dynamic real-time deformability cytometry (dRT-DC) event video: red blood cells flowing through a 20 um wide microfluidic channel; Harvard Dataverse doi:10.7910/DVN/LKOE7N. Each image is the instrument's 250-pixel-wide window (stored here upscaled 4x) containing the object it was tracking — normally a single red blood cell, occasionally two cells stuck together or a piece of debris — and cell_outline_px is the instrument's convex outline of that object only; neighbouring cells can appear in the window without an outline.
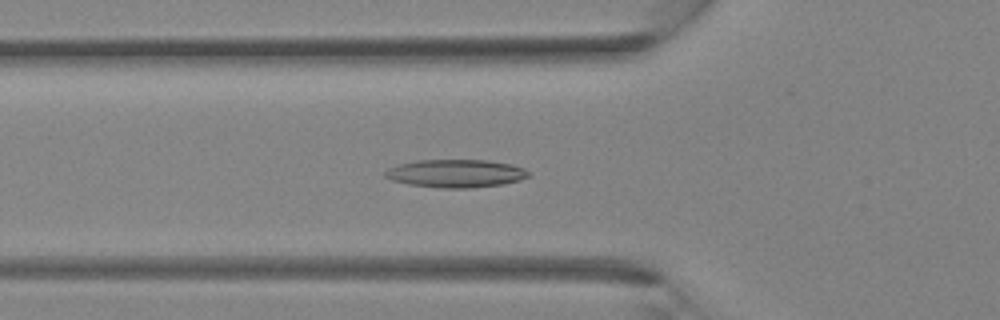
{"species": "Egyptian fruit bat (a non-hibernating species)", "species_latin": "Rousettus aegyptiacus", "temperature_condition": "room temperature", "stored_images_in_passage": 36, "camera_frame_rate_fps": 3000, "um_per_image_px": 0.085, "animal": {"sex": "female"}, "frame": {"image": 1, "passage_image": 12, "time_ms": 3.667, "image_size_px": [1000, 320], "cell_outline_px": [[528, 176], [520, 180], [500, 184], [468, 188], [440, 188], [408, 184], [392, 180], [384, 176], [384, 172], [388, 168], [400, 164], [416, 160], [488, 160], [508, 164], [524, 168], [528, 172]], "centroid_in_image_um": [38.7, 14.74], "position_along_channel_um": 87.1, "area_um2": 23.18}}
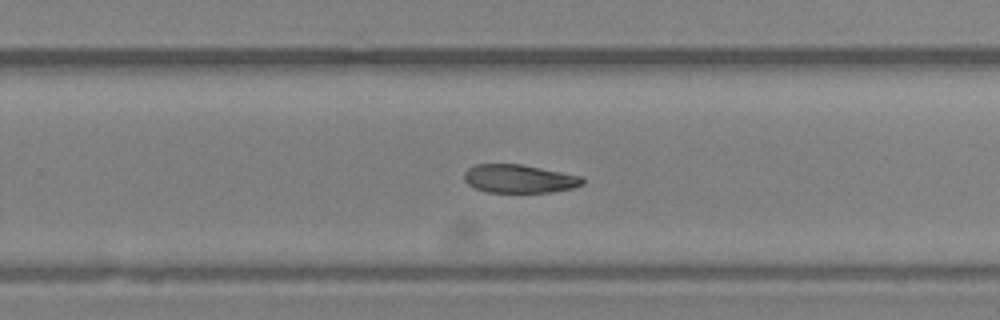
{"frame": {"image": 2, "passage_image": 23, "time_ms": 7.333, "image_size_px": [1000, 320], "cell_outline_px": [[584, 184], [572, 188], [552, 192], [488, 192], [476, 188], [468, 184], [464, 180], [464, 172], [468, 168], [476, 164], [520, 164], [584, 176]], "centroid_in_image_um": [44.15, 15.19], "position_along_channel_um": 285.6, "area_um2": 19.59}}
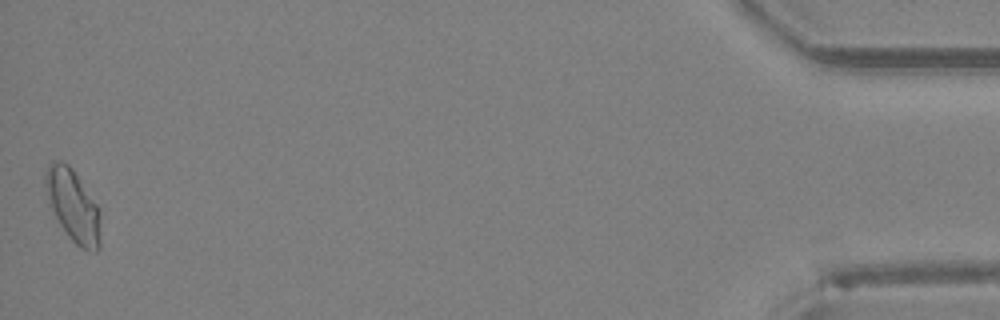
{"frame": {"image": 3, "passage_image": 36, "time_ms": 11.667, "image_size_px": [1000, 320], "cell_outline_px": [[100, 248], [96, 252], [92, 252], [80, 248], [68, 236], [60, 224], [48, 204], [44, 188], [44, 172], [48, 164], [52, 160], [60, 160], [68, 164], [72, 168], [100, 208]], "centroid_in_image_um": [6.19, 17.46], "position_along_channel_um": 429.0, "area_um2": 23.7}}